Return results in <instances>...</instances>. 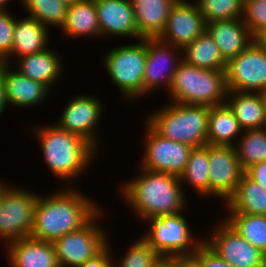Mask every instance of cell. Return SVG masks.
Returning a JSON list of instances; mask_svg holds the SVG:
<instances>
[{
  "label": "cell",
  "mask_w": 266,
  "mask_h": 267,
  "mask_svg": "<svg viewBox=\"0 0 266 267\" xmlns=\"http://www.w3.org/2000/svg\"><path fill=\"white\" fill-rule=\"evenodd\" d=\"M75 190L68 186L47 197L38 194L32 239L53 243L58 238L79 230L101 210L100 204H95L83 192Z\"/></svg>",
  "instance_id": "6da1fadb"
},
{
  "label": "cell",
  "mask_w": 266,
  "mask_h": 267,
  "mask_svg": "<svg viewBox=\"0 0 266 267\" xmlns=\"http://www.w3.org/2000/svg\"><path fill=\"white\" fill-rule=\"evenodd\" d=\"M140 175L124 182L121 195L144 221L151 217L181 213L186 208L185 189L179 177L143 168ZM183 210V211H182Z\"/></svg>",
  "instance_id": "7a4b0ae2"
},
{
  "label": "cell",
  "mask_w": 266,
  "mask_h": 267,
  "mask_svg": "<svg viewBox=\"0 0 266 267\" xmlns=\"http://www.w3.org/2000/svg\"><path fill=\"white\" fill-rule=\"evenodd\" d=\"M37 136L44 155L45 164L53 176L71 182L85 173L98 151L84 138L61 130L55 123L31 129ZM88 165V166H87Z\"/></svg>",
  "instance_id": "3957f363"
},
{
  "label": "cell",
  "mask_w": 266,
  "mask_h": 267,
  "mask_svg": "<svg viewBox=\"0 0 266 267\" xmlns=\"http://www.w3.org/2000/svg\"><path fill=\"white\" fill-rule=\"evenodd\" d=\"M209 112V106L171 101L148 115L145 122L161 137L194 148L207 144Z\"/></svg>",
  "instance_id": "277c9868"
},
{
  "label": "cell",
  "mask_w": 266,
  "mask_h": 267,
  "mask_svg": "<svg viewBox=\"0 0 266 267\" xmlns=\"http://www.w3.org/2000/svg\"><path fill=\"white\" fill-rule=\"evenodd\" d=\"M170 101L209 107L225 104L228 94L225 70L198 68L182 61L168 90Z\"/></svg>",
  "instance_id": "5b68a950"
},
{
  "label": "cell",
  "mask_w": 266,
  "mask_h": 267,
  "mask_svg": "<svg viewBox=\"0 0 266 267\" xmlns=\"http://www.w3.org/2000/svg\"><path fill=\"white\" fill-rule=\"evenodd\" d=\"M146 57L147 38L108 49L103 57L107 74L127 101L143 96Z\"/></svg>",
  "instance_id": "8992f818"
},
{
  "label": "cell",
  "mask_w": 266,
  "mask_h": 267,
  "mask_svg": "<svg viewBox=\"0 0 266 267\" xmlns=\"http://www.w3.org/2000/svg\"><path fill=\"white\" fill-rule=\"evenodd\" d=\"M146 222L151 226L142 237L161 258L193 255L204 242V239H194L182 212L151 217Z\"/></svg>",
  "instance_id": "52a82bcc"
},
{
  "label": "cell",
  "mask_w": 266,
  "mask_h": 267,
  "mask_svg": "<svg viewBox=\"0 0 266 267\" xmlns=\"http://www.w3.org/2000/svg\"><path fill=\"white\" fill-rule=\"evenodd\" d=\"M0 181V240L31 237L38 194Z\"/></svg>",
  "instance_id": "ba28073f"
},
{
  "label": "cell",
  "mask_w": 266,
  "mask_h": 267,
  "mask_svg": "<svg viewBox=\"0 0 266 267\" xmlns=\"http://www.w3.org/2000/svg\"><path fill=\"white\" fill-rule=\"evenodd\" d=\"M102 211L79 230L53 242L59 267H77L94 258L108 245L106 230L97 224L104 215Z\"/></svg>",
  "instance_id": "9c48e42d"
},
{
  "label": "cell",
  "mask_w": 266,
  "mask_h": 267,
  "mask_svg": "<svg viewBox=\"0 0 266 267\" xmlns=\"http://www.w3.org/2000/svg\"><path fill=\"white\" fill-rule=\"evenodd\" d=\"M228 91L262 93L266 90V50L255 40L226 64Z\"/></svg>",
  "instance_id": "30bf717a"
},
{
  "label": "cell",
  "mask_w": 266,
  "mask_h": 267,
  "mask_svg": "<svg viewBox=\"0 0 266 267\" xmlns=\"http://www.w3.org/2000/svg\"><path fill=\"white\" fill-rule=\"evenodd\" d=\"M145 151L139 168L179 177L187 165L191 146L165 139L145 124Z\"/></svg>",
  "instance_id": "8fae6325"
},
{
  "label": "cell",
  "mask_w": 266,
  "mask_h": 267,
  "mask_svg": "<svg viewBox=\"0 0 266 267\" xmlns=\"http://www.w3.org/2000/svg\"><path fill=\"white\" fill-rule=\"evenodd\" d=\"M204 242L232 267H266V254L253 247L225 220ZM209 239V240H208Z\"/></svg>",
  "instance_id": "7c38bea8"
},
{
  "label": "cell",
  "mask_w": 266,
  "mask_h": 267,
  "mask_svg": "<svg viewBox=\"0 0 266 267\" xmlns=\"http://www.w3.org/2000/svg\"><path fill=\"white\" fill-rule=\"evenodd\" d=\"M182 49L164 43L159 38H147V57L143 77V96L161 87L167 92L174 73L183 61ZM164 85V86H163ZM160 87V88H159Z\"/></svg>",
  "instance_id": "4fadbf2b"
},
{
  "label": "cell",
  "mask_w": 266,
  "mask_h": 267,
  "mask_svg": "<svg viewBox=\"0 0 266 267\" xmlns=\"http://www.w3.org/2000/svg\"><path fill=\"white\" fill-rule=\"evenodd\" d=\"M208 158L209 196L220 198L226 203L245 171L238 161L234 146L208 144Z\"/></svg>",
  "instance_id": "5bb4252c"
},
{
  "label": "cell",
  "mask_w": 266,
  "mask_h": 267,
  "mask_svg": "<svg viewBox=\"0 0 266 267\" xmlns=\"http://www.w3.org/2000/svg\"><path fill=\"white\" fill-rule=\"evenodd\" d=\"M71 100L68 101L69 104L61 112V117L55 124L61 130L75 133L84 138L99 152L98 139L100 138L96 134V128L102 118L103 103L93 95L76 94Z\"/></svg>",
  "instance_id": "9a60e30c"
},
{
  "label": "cell",
  "mask_w": 266,
  "mask_h": 267,
  "mask_svg": "<svg viewBox=\"0 0 266 267\" xmlns=\"http://www.w3.org/2000/svg\"><path fill=\"white\" fill-rule=\"evenodd\" d=\"M206 30V22L195 2L178 0L170 11L161 41L183 49Z\"/></svg>",
  "instance_id": "2e32d148"
},
{
  "label": "cell",
  "mask_w": 266,
  "mask_h": 267,
  "mask_svg": "<svg viewBox=\"0 0 266 267\" xmlns=\"http://www.w3.org/2000/svg\"><path fill=\"white\" fill-rule=\"evenodd\" d=\"M94 3L100 27V38L112 35L143 39L138 34L131 0H94Z\"/></svg>",
  "instance_id": "e0dca14e"
},
{
  "label": "cell",
  "mask_w": 266,
  "mask_h": 267,
  "mask_svg": "<svg viewBox=\"0 0 266 267\" xmlns=\"http://www.w3.org/2000/svg\"><path fill=\"white\" fill-rule=\"evenodd\" d=\"M10 64L0 62L8 104L13 107L28 108L42 103L50 91L45 85L26 77Z\"/></svg>",
  "instance_id": "ac0fdd59"
},
{
  "label": "cell",
  "mask_w": 266,
  "mask_h": 267,
  "mask_svg": "<svg viewBox=\"0 0 266 267\" xmlns=\"http://www.w3.org/2000/svg\"><path fill=\"white\" fill-rule=\"evenodd\" d=\"M206 31L216 42L226 62L239 55L255 40L242 19L211 21L206 23Z\"/></svg>",
  "instance_id": "d6986e66"
},
{
  "label": "cell",
  "mask_w": 266,
  "mask_h": 267,
  "mask_svg": "<svg viewBox=\"0 0 266 267\" xmlns=\"http://www.w3.org/2000/svg\"><path fill=\"white\" fill-rule=\"evenodd\" d=\"M5 246L10 267H59L52 242L28 237L11 241Z\"/></svg>",
  "instance_id": "ffe728a7"
},
{
  "label": "cell",
  "mask_w": 266,
  "mask_h": 267,
  "mask_svg": "<svg viewBox=\"0 0 266 267\" xmlns=\"http://www.w3.org/2000/svg\"><path fill=\"white\" fill-rule=\"evenodd\" d=\"M48 28L32 17L16 18L12 52L2 61L11 64L12 57L40 53L48 48Z\"/></svg>",
  "instance_id": "44dd1931"
},
{
  "label": "cell",
  "mask_w": 266,
  "mask_h": 267,
  "mask_svg": "<svg viewBox=\"0 0 266 267\" xmlns=\"http://www.w3.org/2000/svg\"><path fill=\"white\" fill-rule=\"evenodd\" d=\"M49 49L48 47L40 53L19 57L18 62L16 61V70L51 90L52 85L61 79L60 75L63 73L64 67L57 52Z\"/></svg>",
  "instance_id": "7402d4cb"
},
{
  "label": "cell",
  "mask_w": 266,
  "mask_h": 267,
  "mask_svg": "<svg viewBox=\"0 0 266 267\" xmlns=\"http://www.w3.org/2000/svg\"><path fill=\"white\" fill-rule=\"evenodd\" d=\"M178 0H131L138 34L158 38L165 30L170 11Z\"/></svg>",
  "instance_id": "603a6c76"
},
{
  "label": "cell",
  "mask_w": 266,
  "mask_h": 267,
  "mask_svg": "<svg viewBox=\"0 0 266 267\" xmlns=\"http://www.w3.org/2000/svg\"><path fill=\"white\" fill-rule=\"evenodd\" d=\"M62 32L70 38L100 37L94 0H77L68 5Z\"/></svg>",
  "instance_id": "cb8c5ba5"
},
{
  "label": "cell",
  "mask_w": 266,
  "mask_h": 267,
  "mask_svg": "<svg viewBox=\"0 0 266 267\" xmlns=\"http://www.w3.org/2000/svg\"><path fill=\"white\" fill-rule=\"evenodd\" d=\"M228 98L231 99L229 100ZM225 103L233 111L243 130L263 129L266 127L261 93L228 91Z\"/></svg>",
  "instance_id": "d4e9b609"
},
{
  "label": "cell",
  "mask_w": 266,
  "mask_h": 267,
  "mask_svg": "<svg viewBox=\"0 0 266 267\" xmlns=\"http://www.w3.org/2000/svg\"><path fill=\"white\" fill-rule=\"evenodd\" d=\"M242 133L243 129L241 128L239 121L226 103L210 107L208 115L207 144L235 146V142L239 139Z\"/></svg>",
  "instance_id": "484cf974"
},
{
  "label": "cell",
  "mask_w": 266,
  "mask_h": 267,
  "mask_svg": "<svg viewBox=\"0 0 266 267\" xmlns=\"http://www.w3.org/2000/svg\"><path fill=\"white\" fill-rule=\"evenodd\" d=\"M224 205L228 212L266 215V190L244 173Z\"/></svg>",
  "instance_id": "4316f807"
},
{
  "label": "cell",
  "mask_w": 266,
  "mask_h": 267,
  "mask_svg": "<svg viewBox=\"0 0 266 267\" xmlns=\"http://www.w3.org/2000/svg\"><path fill=\"white\" fill-rule=\"evenodd\" d=\"M182 58L185 63L198 68L226 70L227 62L206 30L182 49Z\"/></svg>",
  "instance_id": "83f0119b"
},
{
  "label": "cell",
  "mask_w": 266,
  "mask_h": 267,
  "mask_svg": "<svg viewBox=\"0 0 266 267\" xmlns=\"http://www.w3.org/2000/svg\"><path fill=\"white\" fill-rule=\"evenodd\" d=\"M208 144L191 149L187 165L179 176L180 183L190 184L201 196H209Z\"/></svg>",
  "instance_id": "f1b7e54d"
},
{
  "label": "cell",
  "mask_w": 266,
  "mask_h": 267,
  "mask_svg": "<svg viewBox=\"0 0 266 267\" xmlns=\"http://www.w3.org/2000/svg\"><path fill=\"white\" fill-rule=\"evenodd\" d=\"M225 221L253 247L266 254V215L228 212Z\"/></svg>",
  "instance_id": "f546056e"
},
{
  "label": "cell",
  "mask_w": 266,
  "mask_h": 267,
  "mask_svg": "<svg viewBox=\"0 0 266 267\" xmlns=\"http://www.w3.org/2000/svg\"><path fill=\"white\" fill-rule=\"evenodd\" d=\"M234 147L244 171L254 164L266 161V128L243 130Z\"/></svg>",
  "instance_id": "4dcf8cb0"
},
{
  "label": "cell",
  "mask_w": 266,
  "mask_h": 267,
  "mask_svg": "<svg viewBox=\"0 0 266 267\" xmlns=\"http://www.w3.org/2000/svg\"><path fill=\"white\" fill-rule=\"evenodd\" d=\"M28 16L34 18L47 28L64 24L68 4L60 0H21Z\"/></svg>",
  "instance_id": "1f68e13d"
},
{
  "label": "cell",
  "mask_w": 266,
  "mask_h": 267,
  "mask_svg": "<svg viewBox=\"0 0 266 267\" xmlns=\"http://www.w3.org/2000/svg\"><path fill=\"white\" fill-rule=\"evenodd\" d=\"M206 23L215 20L242 19L244 0L195 1Z\"/></svg>",
  "instance_id": "d6a6232c"
},
{
  "label": "cell",
  "mask_w": 266,
  "mask_h": 267,
  "mask_svg": "<svg viewBox=\"0 0 266 267\" xmlns=\"http://www.w3.org/2000/svg\"><path fill=\"white\" fill-rule=\"evenodd\" d=\"M130 246L121 258L120 264L114 267H154L161 260L142 236Z\"/></svg>",
  "instance_id": "836d02e7"
},
{
  "label": "cell",
  "mask_w": 266,
  "mask_h": 267,
  "mask_svg": "<svg viewBox=\"0 0 266 267\" xmlns=\"http://www.w3.org/2000/svg\"><path fill=\"white\" fill-rule=\"evenodd\" d=\"M242 20L255 36L266 26V0H244Z\"/></svg>",
  "instance_id": "e575fe53"
},
{
  "label": "cell",
  "mask_w": 266,
  "mask_h": 267,
  "mask_svg": "<svg viewBox=\"0 0 266 267\" xmlns=\"http://www.w3.org/2000/svg\"><path fill=\"white\" fill-rule=\"evenodd\" d=\"M15 22L9 10H0V62L12 52Z\"/></svg>",
  "instance_id": "d590c367"
},
{
  "label": "cell",
  "mask_w": 266,
  "mask_h": 267,
  "mask_svg": "<svg viewBox=\"0 0 266 267\" xmlns=\"http://www.w3.org/2000/svg\"><path fill=\"white\" fill-rule=\"evenodd\" d=\"M202 267H232L203 242L193 254Z\"/></svg>",
  "instance_id": "8d00e7d4"
},
{
  "label": "cell",
  "mask_w": 266,
  "mask_h": 267,
  "mask_svg": "<svg viewBox=\"0 0 266 267\" xmlns=\"http://www.w3.org/2000/svg\"><path fill=\"white\" fill-rule=\"evenodd\" d=\"M111 254V248L108 243V245L94 258L85 261L77 267H114V259H112L114 257Z\"/></svg>",
  "instance_id": "74e56055"
},
{
  "label": "cell",
  "mask_w": 266,
  "mask_h": 267,
  "mask_svg": "<svg viewBox=\"0 0 266 267\" xmlns=\"http://www.w3.org/2000/svg\"><path fill=\"white\" fill-rule=\"evenodd\" d=\"M245 174L266 190V161L254 164L247 168Z\"/></svg>",
  "instance_id": "f35d334b"
},
{
  "label": "cell",
  "mask_w": 266,
  "mask_h": 267,
  "mask_svg": "<svg viewBox=\"0 0 266 267\" xmlns=\"http://www.w3.org/2000/svg\"><path fill=\"white\" fill-rule=\"evenodd\" d=\"M176 267H202L200 262L193 256H176L168 258Z\"/></svg>",
  "instance_id": "ab89813d"
},
{
  "label": "cell",
  "mask_w": 266,
  "mask_h": 267,
  "mask_svg": "<svg viewBox=\"0 0 266 267\" xmlns=\"http://www.w3.org/2000/svg\"><path fill=\"white\" fill-rule=\"evenodd\" d=\"M7 105L9 104L6 97L4 78L2 72L0 71V117L3 115V111H6L5 108Z\"/></svg>",
  "instance_id": "60d3db41"
},
{
  "label": "cell",
  "mask_w": 266,
  "mask_h": 267,
  "mask_svg": "<svg viewBox=\"0 0 266 267\" xmlns=\"http://www.w3.org/2000/svg\"><path fill=\"white\" fill-rule=\"evenodd\" d=\"M254 37L255 41L266 50V26Z\"/></svg>",
  "instance_id": "b9f144b4"
},
{
  "label": "cell",
  "mask_w": 266,
  "mask_h": 267,
  "mask_svg": "<svg viewBox=\"0 0 266 267\" xmlns=\"http://www.w3.org/2000/svg\"><path fill=\"white\" fill-rule=\"evenodd\" d=\"M154 267H176L168 258H161V260Z\"/></svg>",
  "instance_id": "7bdbcfd3"
},
{
  "label": "cell",
  "mask_w": 266,
  "mask_h": 267,
  "mask_svg": "<svg viewBox=\"0 0 266 267\" xmlns=\"http://www.w3.org/2000/svg\"><path fill=\"white\" fill-rule=\"evenodd\" d=\"M12 0H0V10H6L7 3H9Z\"/></svg>",
  "instance_id": "ee69618b"
},
{
  "label": "cell",
  "mask_w": 266,
  "mask_h": 267,
  "mask_svg": "<svg viewBox=\"0 0 266 267\" xmlns=\"http://www.w3.org/2000/svg\"><path fill=\"white\" fill-rule=\"evenodd\" d=\"M263 98L264 110H265V125H266V90L261 93ZM266 128V127H265Z\"/></svg>",
  "instance_id": "f6af8a7d"
},
{
  "label": "cell",
  "mask_w": 266,
  "mask_h": 267,
  "mask_svg": "<svg viewBox=\"0 0 266 267\" xmlns=\"http://www.w3.org/2000/svg\"><path fill=\"white\" fill-rule=\"evenodd\" d=\"M68 5L72 4L74 1H77V0H60Z\"/></svg>",
  "instance_id": "bcb514c9"
}]
</instances>
